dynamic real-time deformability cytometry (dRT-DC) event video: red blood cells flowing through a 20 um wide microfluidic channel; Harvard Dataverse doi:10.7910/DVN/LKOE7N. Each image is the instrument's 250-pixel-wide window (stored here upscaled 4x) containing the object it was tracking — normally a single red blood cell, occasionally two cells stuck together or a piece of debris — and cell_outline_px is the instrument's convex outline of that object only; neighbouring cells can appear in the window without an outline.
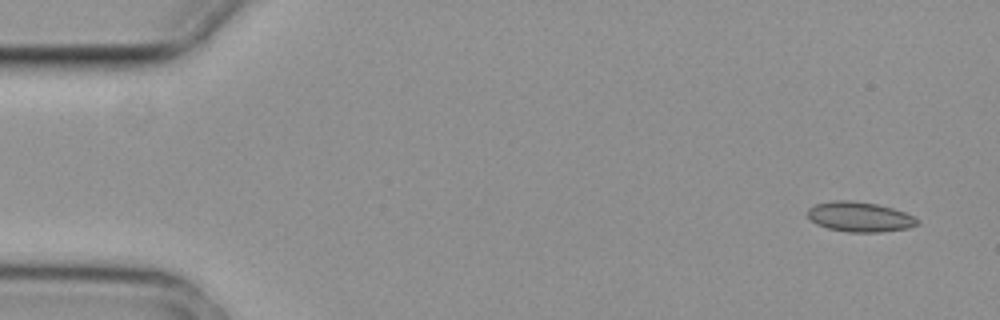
{"species": "common noctule bat (a hibernating species)", "species_latin": "Nyctalus noctula", "temperature_condition": "cold", "stored_images_in_passage": 9, "camera_frame_rate_fps": 3000, "um_per_image_px": 0.085, "animal": {"sex": "female", "body_mass_g": 29.2, "forearm_length_mm": 56.3}, "frame": {"image": 1, "passage_image": 1, "time_ms": 0.0, "image_size_px": [1000, 320], "cell_outline_px": [[920, 220], [916, 224], [908, 228], [880, 232], [848, 232], [828, 228], [816, 224], [808, 216], [808, 208], [816, 204], [836, 200], [848, 200], [876, 204], [892, 208], [904, 212]], "centroid_in_image_um": [73.06, 18.43], "position_along_channel_um": 11.9, "area_um2": 18.9}}
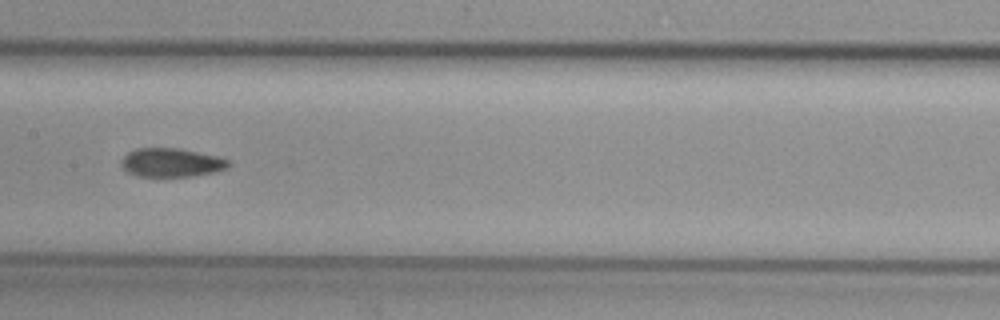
{"frame": {"image": 2, "passage_image": 7, "time_ms": 2.0, "image_size_px": [1000, 320], "cell_outline_px": [[228, 168], [212, 172], [192, 176], [136, 176], [128, 172], [120, 164], [120, 160], [128, 152], [136, 148], [176, 148], [216, 156], [228, 160]], "centroid_in_image_um": [14.5, 13.82], "position_along_channel_um": 192.9, "area_um2": 17.69}}
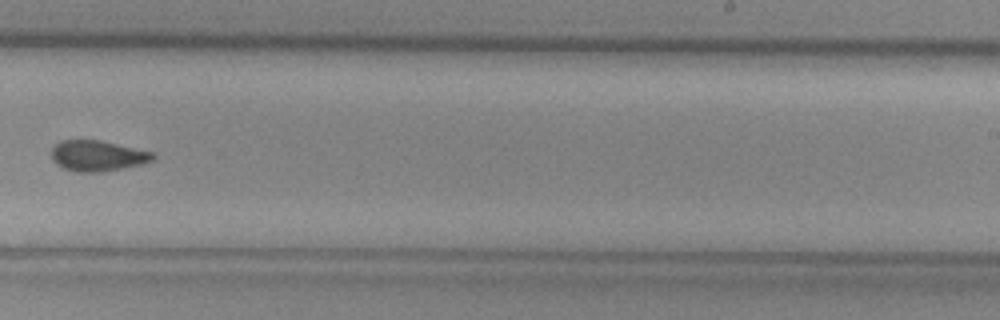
{"frame": {"image": 3, "passage_image": 9, "time_ms": 2.667, "image_size_px": [1000, 320], "cell_outline_px": [[156, 156], [152, 160], [140, 164], [124, 168], [100, 172], [76, 172], [64, 168], [56, 164], [52, 160], [52, 148], [60, 140], [100, 140], [156, 152]], "centroid_in_image_um": [8.31, 13.24], "position_along_channel_um": 280.7, "area_um2": 18.26}}